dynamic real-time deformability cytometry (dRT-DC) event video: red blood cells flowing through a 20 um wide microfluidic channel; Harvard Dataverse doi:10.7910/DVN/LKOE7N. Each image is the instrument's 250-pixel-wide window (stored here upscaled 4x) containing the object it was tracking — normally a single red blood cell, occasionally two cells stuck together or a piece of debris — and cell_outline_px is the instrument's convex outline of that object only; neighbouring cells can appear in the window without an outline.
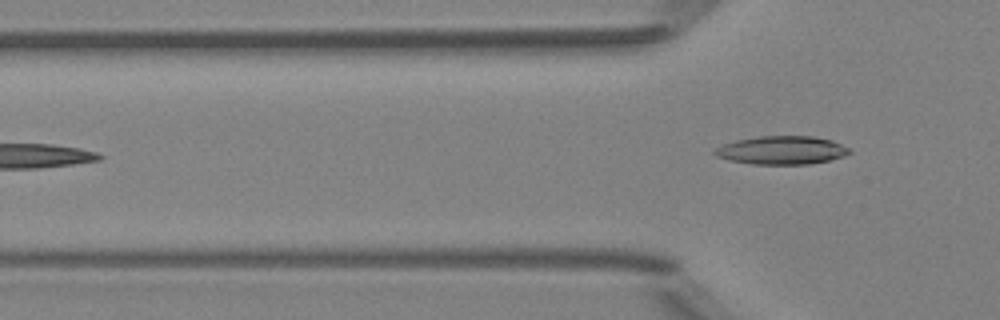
{"species": "Egyptian fruit bat (a non-hibernating species)", "species_latin": "Rousettus aegyptiacus", "temperature_condition": "room temperature", "stored_images_in_passage": 5, "camera_frame_rate_fps": 3000, "um_per_image_px": 0.085, "animal": {"sex": "female"}, "frame": {"image": 1, "passage_image": 5, "time_ms": 4.667, "image_size_px": [1000, 320], "cell_outline_px": [[852, 152], [844, 156], [828, 160], [808, 164], [752, 164], [732, 160], [716, 156], [712, 152], [716, 148], [724, 144], [736, 140], [760, 136], [812, 136], [832, 140], [848, 148]], "centroid_in_image_um": [66.45, 12.76], "position_along_channel_um": 59.4, "area_um2": 22.02}}